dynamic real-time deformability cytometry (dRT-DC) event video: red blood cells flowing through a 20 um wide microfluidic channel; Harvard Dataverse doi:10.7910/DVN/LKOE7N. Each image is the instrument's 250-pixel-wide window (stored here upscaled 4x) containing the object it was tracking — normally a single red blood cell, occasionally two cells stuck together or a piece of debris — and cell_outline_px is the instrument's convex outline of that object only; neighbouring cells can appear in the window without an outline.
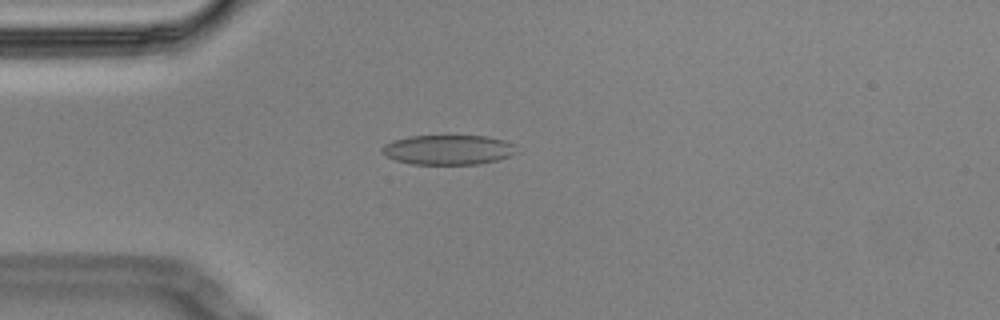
{"species": "Egyptian fruit bat (a non-hibernating species)", "species_latin": "Rousettus aegyptiacus", "temperature_condition": "cold", "stored_images_in_passage": 51, "camera_frame_rate_fps": 3000, "um_per_image_px": 0.085, "animal": {"sex": "male"}, "frame": {"image": 1, "passage_image": 9, "time_ms": 2.667, "image_size_px": [1000, 320], "cell_outline_px": [[520, 152], [512, 156], [480, 164], [412, 164], [396, 160], [384, 156], [380, 152], [380, 148], [384, 144], [392, 140], [408, 136], [488, 136], [504, 140], [516, 144]], "centroid_in_image_um": [38.12, 12.73], "position_along_channel_um": 46.9, "area_um2": 23.81}}
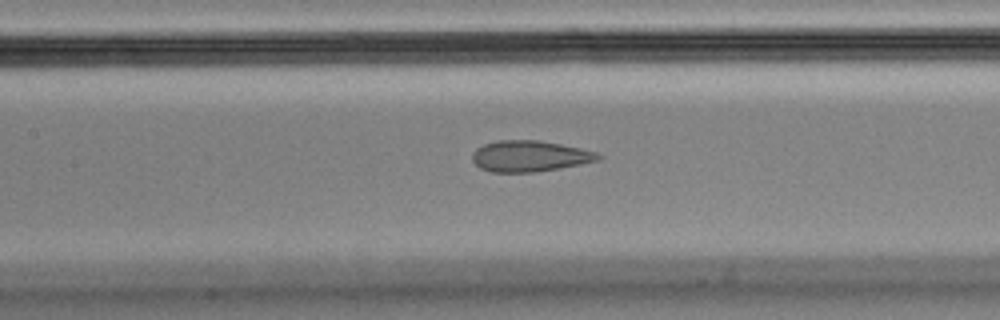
{"frame": {"image": 2, "passage_image": 20, "time_ms": 6.333, "image_size_px": [1000, 320], "cell_outline_px": [[604, 156], [596, 160], [580, 164], [532, 172], [492, 172], [480, 168], [472, 160], [472, 152], [476, 148], [484, 144], [496, 140], [540, 140], [580, 148], [596, 152]], "centroid_in_image_um": [44.97, 13.26], "position_along_channel_um": 162.4, "area_um2": 22.6}}
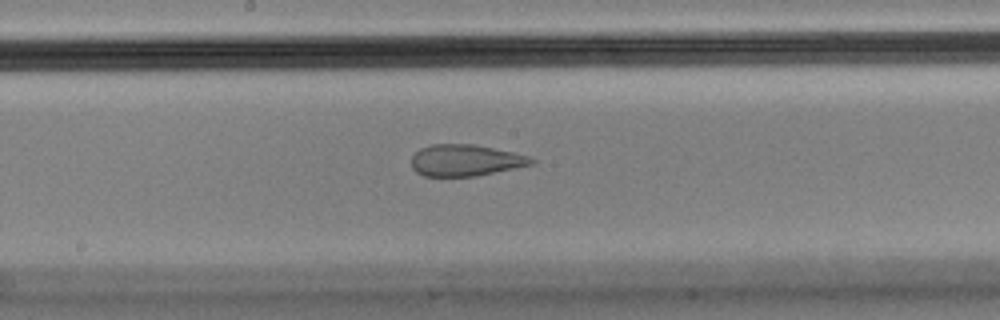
{"frame": {"image": 3, "passage_image": 24, "time_ms": 7.667, "image_size_px": [1000, 320], "cell_outline_px": [[536, 160], [532, 164], [476, 176], [424, 176], [416, 172], [412, 168], [412, 156], [420, 148], [432, 144], [472, 144], [512, 152], [528, 156]], "centroid_in_image_um": [39.52, 13.63], "position_along_channel_um": 208.7, "area_um2": 21.79}, "authors_computed_cell_mechanics": {"area_um2": 24.6806, "velocity_mm_per_s": 3.4804, "shape_relaxation_time_tau1_ms": null, "shape_relaxation_time_tau2_ms": 1.3069, "deformation_change_tau1": null, "deformation_change_tau2": 0.0595}}